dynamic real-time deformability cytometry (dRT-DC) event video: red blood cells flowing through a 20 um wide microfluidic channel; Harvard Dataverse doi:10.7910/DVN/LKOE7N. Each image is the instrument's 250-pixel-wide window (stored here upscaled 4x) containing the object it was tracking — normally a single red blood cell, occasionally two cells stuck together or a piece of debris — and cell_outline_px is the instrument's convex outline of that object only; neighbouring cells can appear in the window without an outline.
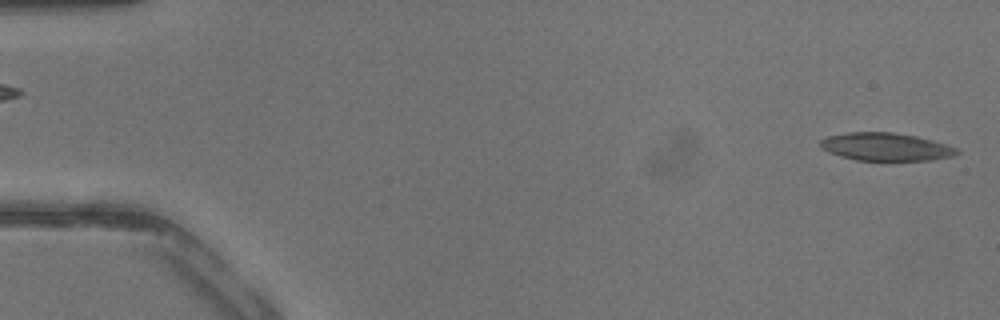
{"species": "common noctule bat (a hibernating species)", "species_latin": "Nyctalus noctula", "temperature_condition": "warm", "stored_images_in_passage": 41, "camera_frame_rate_fps": 3000, "um_per_image_px": 0.085, "animal": {"sex": "male", "body_mass_g": 13.3}, "frame": {"image": 1, "passage_image": 1, "time_ms": 0.0, "image_size_px": [1000, 320], "cell_outline_px": [[960, 152], [952, 156], [928, 160], [856, 160], [828, 152], [820, 148], [820, 140], [828, 136], [848, 132], [892, 132], [916, 136], [932, 140], [956, 148]], "centroid_in_image_um": [75.25, 12.47], "position_along_channel_um": 9.7, "area_um2": 21.96}}
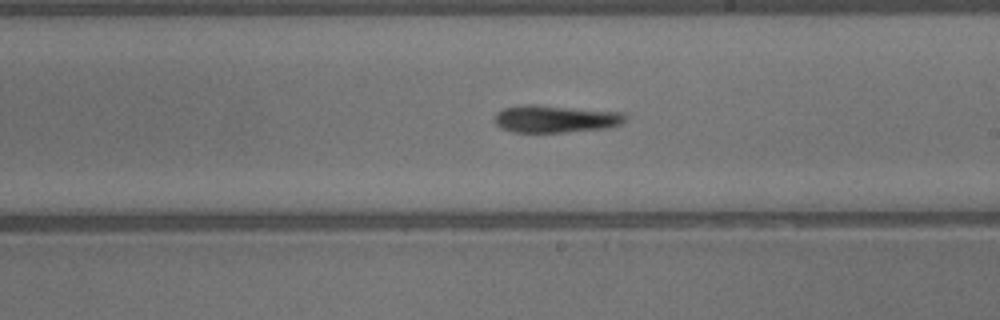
{"frame": {"image": 2, "passage_image": 24, "time_ms": 7.667, "image_size_px": [1000, 320], "cell_outline_px": [[628, 120], [624, 124], [608, 128], [564, 132], [512, 132], [500, 128], [496, 124], [496, 112], [504, 108], [528, 104], [536, 104], [624, 112], [628, 116]], "centroid_in_image_um": [47.3, 10.1], "position_along_channel_um": 241.7, "area_um2": 21.21}}
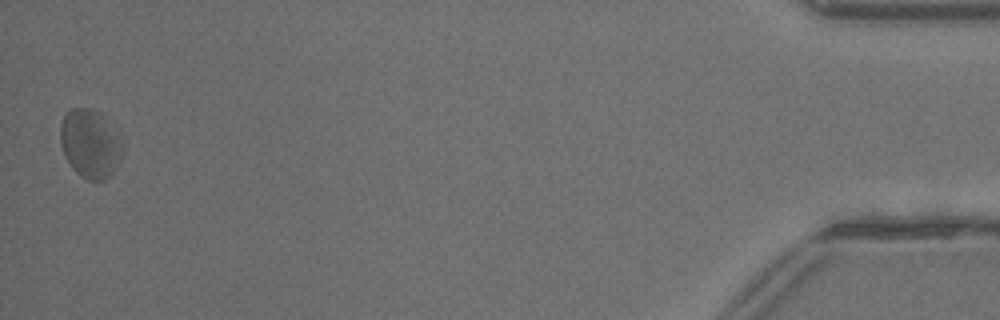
{"frame": {"image": 3, "passage_image": 41, "time_ms": 13.333, "image_size_px": [1000, 320], "cell_outline_px": [[124, 148], [120, 160], [112, 176], [104, 180], [88, 180], [80, 176], [72, 168], [60, 144], [60, 124], [64, 116], [72, 108], [88, 108], [100, 112], [104, 116], [124, 144]], "centroid_in_image_um": [7.68, 12.23], "position_along_channel_um": 427.5, "area_um2": 24.97}}